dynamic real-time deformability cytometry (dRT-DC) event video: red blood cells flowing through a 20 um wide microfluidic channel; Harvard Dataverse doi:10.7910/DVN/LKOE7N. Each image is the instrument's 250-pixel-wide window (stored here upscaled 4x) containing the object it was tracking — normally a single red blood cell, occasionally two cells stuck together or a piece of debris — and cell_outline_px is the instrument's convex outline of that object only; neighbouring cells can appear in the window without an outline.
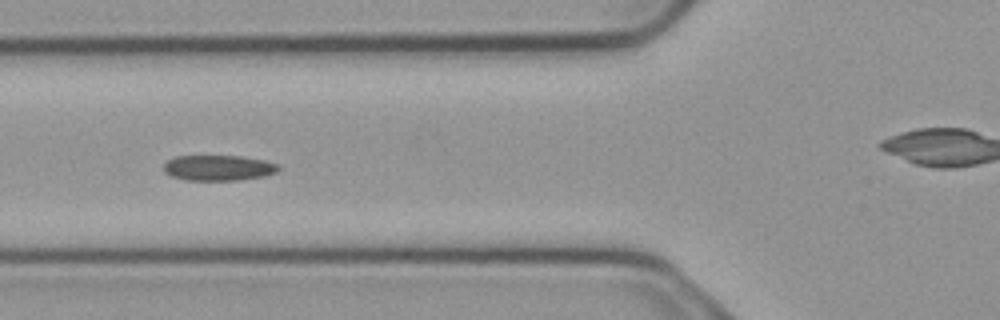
{"species": "common noctule bat (a hibernating species)", "species_latin": "Nyctalus noctula", "temperature_condition": "cold", "stored_images_in_passage": 7, "camera_frame_rate_fps": 3000, "um_per_image_px": 0.085, "animal": {"sex": "male", "body_mass_g": 23.1, "forearm_length_mm": 52.7}, "frame": {"image": 1, "passage_image": 6, "time_ms": 1.667, "image_size_px": [1000, 320], "cell_outline_px": [[280, 168], [276, 172], [264, 176], [240, 180], [188, 180], [172, 176], [164, 172], [164, 164], [168, 160], [176, 156], [240, 156], [264, 160], [280, 164]], "centroid_in_image_um": [18.59, 14.26], "position_along_channel_um": 107.2, "area_um2": 17.05}}